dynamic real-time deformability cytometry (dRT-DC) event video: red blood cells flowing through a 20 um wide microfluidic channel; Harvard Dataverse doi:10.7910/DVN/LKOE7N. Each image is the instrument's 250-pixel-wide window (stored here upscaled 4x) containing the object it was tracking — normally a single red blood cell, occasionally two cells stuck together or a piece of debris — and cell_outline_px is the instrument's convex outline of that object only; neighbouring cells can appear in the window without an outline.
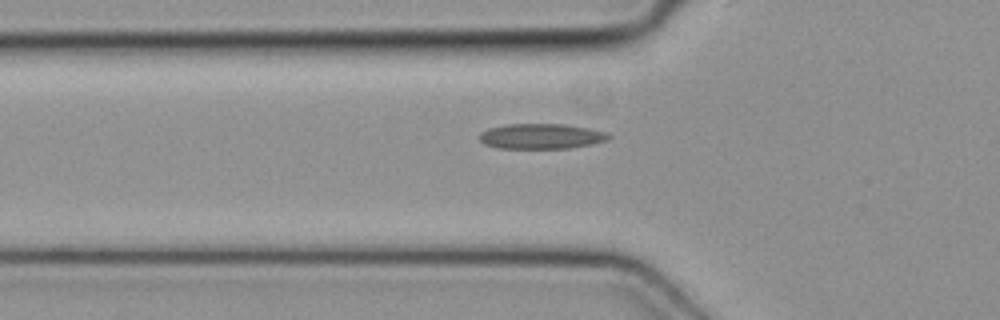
{"species": "common noctule bat (a hibernating species)", "species_latin": "Nyctalus noctula", "temperature_condition": "cold", "stored_images_in_passage": 7, "segment_of_instrument_passage": [2, 2], "camera_frame_rate_fps": 3000, "um_per_image_px": 0.085, "animal": {"sex": "female", "body_mass_g": 19.3, "forearm_length_mm": 54.1}, "frame": {"image": 1, "passage_image": 7, "time_ms": 2.0, "image_size_px": [1000, 320], "cell_outline_px": [[612, 136], [604, 140], [588, 144], [568, 148], [496, 148], [484, 144], [480, 140], [480, 132], [488, 128], [508, 124], [564, 124], [592, 128], [608, 132]], "centroid_in_image_um": [45.98, 11.57], "position_along_channel_um": 79.8, "area_um2": 18.96}}